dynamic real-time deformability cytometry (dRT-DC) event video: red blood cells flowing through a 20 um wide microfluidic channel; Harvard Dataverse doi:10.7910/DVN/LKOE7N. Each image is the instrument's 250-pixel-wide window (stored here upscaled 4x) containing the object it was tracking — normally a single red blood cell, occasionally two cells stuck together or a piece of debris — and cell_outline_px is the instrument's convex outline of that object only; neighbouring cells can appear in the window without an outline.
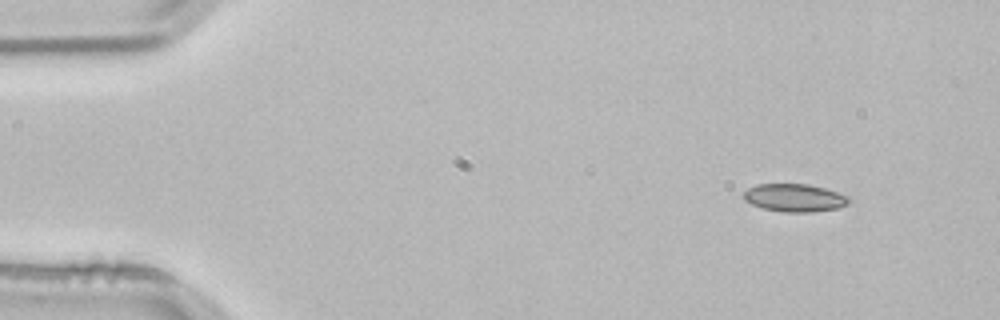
{"species": "common noctule bat (a hibernating species)", "species_latin": "Nyctalus noctula", "temperature_condition": "room temperature", "stored_images_in_passage": 3, "camera_frame_rate_fps": 3000, "um_per_image_px": 0.085, "animal": {"sex": "male", "body_mass_g": 21.5, "forearm_length_mm": 52.0}, "frame": {"image": 1, "passage_image": 1, "time_ms": 0.0, "image_size_px": [1000, 320], "cell_outline_px": [[852, 200], [848, 204], [840, 208], [812, 212], [784, 212], [764, 208], [752, 204], [744, 200], [744, 192], [748, 188], [756, 184], [808, 184], [824, 188], [848, 196]], "centroid_in_image_um": [67.57, 16.81], "position_along_channel_um": 17.4, "area_um2": 17.11}}